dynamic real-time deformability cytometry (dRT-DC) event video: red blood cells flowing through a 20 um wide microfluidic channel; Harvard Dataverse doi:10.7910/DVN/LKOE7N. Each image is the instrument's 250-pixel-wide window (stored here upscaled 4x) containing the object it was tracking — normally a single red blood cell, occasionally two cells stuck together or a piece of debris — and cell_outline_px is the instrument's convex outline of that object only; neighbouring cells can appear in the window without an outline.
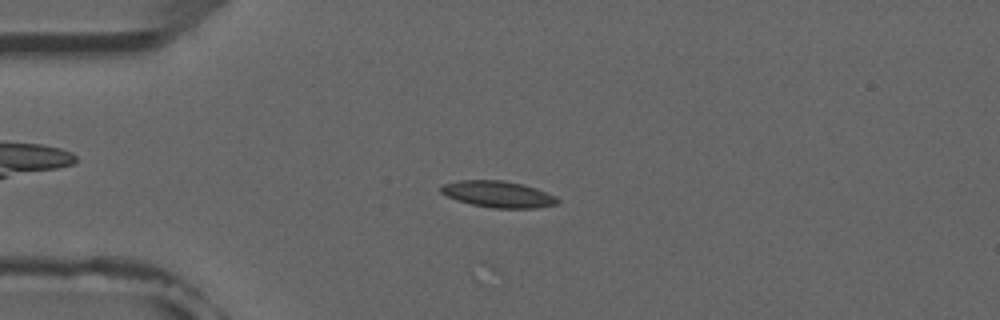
{"species": "common noctule bat (a hibernating species)", "species_latin": "Nyctalus noctula", "temperature_condition": "room temperature", "stored_images_in_passage": 4, "camera_frame_rate_fps": 3000, "um_per_image_px": 0.085, "animal": {"sex": "male", "forearm_length_mm": 52.5}, "frame": {"image": 1, "passage_image": 2, "time_ms": 1.333, "image_size_px": [1000, 320], "cell_outline_px": [[560, 200], [556, 204], [536, 208], [492, 208], [472, 204], [456, 200], [440, 192], [440, 184], [460, 180], [504, 180], [524, 184], [536, 188], [556, 196]], "centroid_in_image_um": [42.33, 16.5], "position_along_channel_um": 42.7, "area_um2": 18.09}}